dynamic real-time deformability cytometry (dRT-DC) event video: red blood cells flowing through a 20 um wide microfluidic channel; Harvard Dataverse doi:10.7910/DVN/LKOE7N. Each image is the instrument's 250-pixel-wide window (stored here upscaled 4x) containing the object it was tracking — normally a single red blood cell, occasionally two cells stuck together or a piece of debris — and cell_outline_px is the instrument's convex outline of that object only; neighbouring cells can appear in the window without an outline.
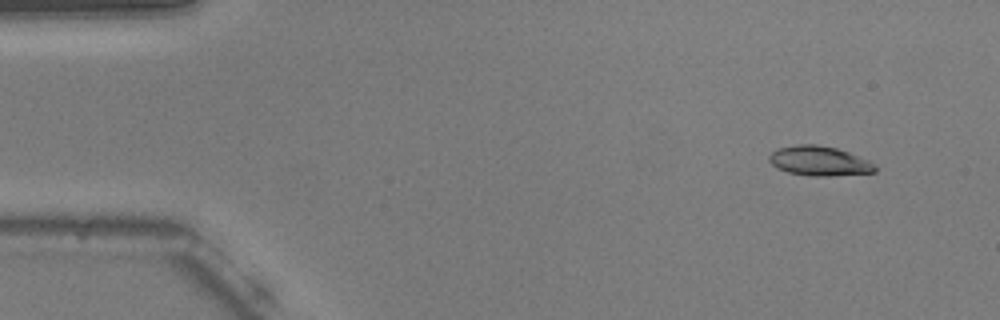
{"species": "common noctule bat (a hibernating species)", "species_latin": "Nyctalus noctula", "temperature_condition": "warm", "stored_images_in_passage": 50, "camera_frame_rate_fps": 3000, "um_per_image_px": 0.085, "animal": {"sex": "male", "body_mass_g": 20.5, "forearm_length_mm": 52.5}, "frame": {"image": 1, "passage_image": 1, "time_ms": 0.0, "image_size_px": [1000, 320], "cell_outline_px": [[876, 172], [832, 176], [808, 176], [788, 172], [776, 168], [768, 160], [768, 156], [772, 152], [780, 148], [796, 144], [816, 144], [836, 148], [848, 152], [868, 160], [876, 164]], "centroid_in_image_um": [69.64, 13.69], "position_along_channel_um": 15.4, "area_um2": 18.38}}
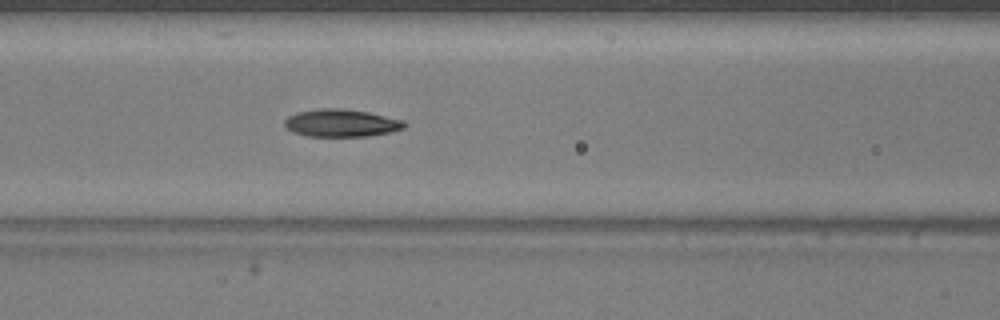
{"frame": {"image": 2, "passage_image": 19, "time_ms": 6.0, "image_size_px": [1000, 320], "cell_outline_px": [[404, 128], [388, 132], [368, 136], [308, 136], [292, 132], [284, 128], [284, 120], [288, 116], [296, 112], [320, 108], [340, 108], [368, 112], [404, 120]], "centroid_in_image_um": [28.94, 10.45], "position_along_channel_um": 137.7, "area_um2": 19.25}}
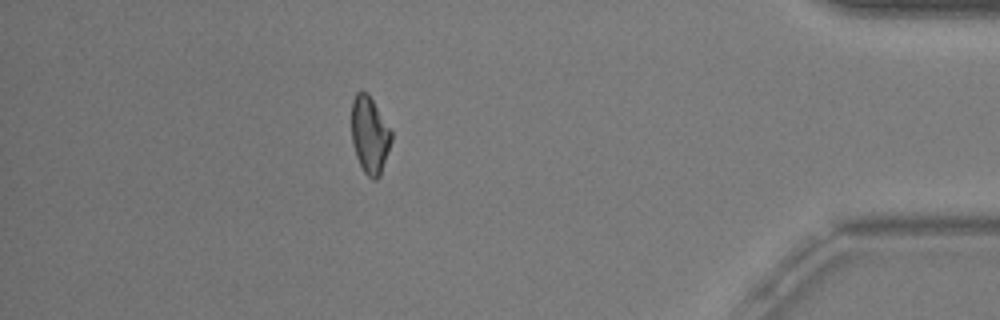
{"frame": {"image": 3, "passage_image": 44, "time_ms": 14.333, "image_size_px": [1000, 320], "cell_outline_px": [[392, 140], [380, 176], [376, 180], [372, 180], [364, 172], [356, 156], [352, 144], [352, 100], [356, 92], [368, 92], [392, 132]], "centroid_in_image_um": [31.42, 11.48], "position_along_channel_um": 403.8, "area_um2": 17.86}, "authors_computed_cell_mechanics": {"area_um2": 18.7272, "velocity_mm_per_s": 3.751, "shape_relaxation_time_tau1_ms": 5.3757, "shape_relaxation_time_tau2_ms": 2.8428, "deformation_change_tau1": 0.1945, "deformation_change_tau2": 0.0936}}